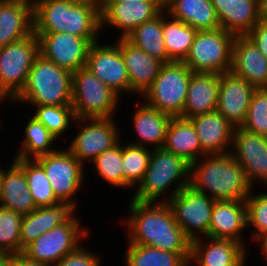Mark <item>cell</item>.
<instances>
[{
    "label": "cell",
    "mask_w": 267,
    "mask_h": 266,
    "mask_svg": "<svg viewBox=\"0 0 267 266\" xmlns=\"http://www.w3.org/2000/svg\"><path fill=\"white\" fill-rule=\"evenodd\" d=\"M34 33H68L98 41L100 3L73 4L64 0H34Z\"/></svg>",
    "instance_id": "cell-2"
},
{
    "label": "cell",
    "mask_w": 267,
    "mask_h": 266,
    "mask_svg": "<svg viewBox=\"0 0 267 266\" xmlns=\"http://www.w3.org/2000/svg\"><path fill=\"white\" fill-rule=\"evenodd\" d=\"M173 183L177 187L174 185L175 189L170 194L168 193L167 198L159 201L158 199ZM189 184L190 163L164 147L152 148L144 178L131 199L139 202L167 203L169 199H172L183 187Z\"/></svg>",
    "instance_id": "cell-4"
},
{
    "label": "cell",
    "mask_w": 267,
    "mask_h": 266,
    "mask_svg": "<svg viewBox=\"0 0 267 266\" xmlns=\"http://www.w3.org/2000/svg\"><path fill=\"white\" fill-rule=\"evenodd\" d=\"M76 217L71 223L61 224L40 235L23 249V254L37 262L54 266L80 245L81 237L89 231L81 228Z\"/></svg>",
    "instance_id": "cell-11"
},
{
    "label": "cell",
    "mask_w": 267,
    "mask_h": 266,
    "mask_svg": "<svg viewBox=\"0 0 267 266\" xmlns=\"http://www.w3.org/2000/svg\"><path fill=\"white\" fill-rule=\"evenodd\" d=\"M24 131L26 135L15 158L36 159L57 150L51 148L57 138L35 117L30 118Z\"/></svg>",
    "instance_id": "cell-36"
},
{
    "label": "cell",
    "mask_w": 267,
    "mask_h": 266,
    "mask_svg": "<svg viewBox=\"0 0 267 266\" xmlns=\"http://www.w3.org/2000/svg\"><path fill=\"white\" fill-rule=\"evenodd\" d=\"M39 55V41L34 32L0 48V102L13 100L22 91Z\"/></svg>",
    "instance_id": "cell-8"
},
{
    "label": "cell",
    "mask_w": 267,
    "mask_h": 266,
    "mask_svg": "<svg viewBox=\"0 0 267 266\" xmlns=\"http://www.w3.org/2000/svg\"><path fill=\"white\" fill-rule=\"evenodd\" d=\"M247 227L246 202L215 201L209 226V237L235 240L243 245L241 233Z\"/></svg>",
    "instance_id": "cell-27"
},
{
    "label": "cell",
    "mask_w": 267,
    "mask_h": 266,
    "mask_svg": "<svg viewBox=\"0 0 267 266\" xmlns=\"http://www.w3.org/2000/svg\"><path fill=\"white\" fill-rule=\"evenodd\" d=\"M13 161L24 171L29 191L37 208L60 202L53 193L43 167L35 159L15 158Z\"/></svg>",
    "instance_id": "cell-35"
},
{
    "label": "cell",
    "mask_w": 267,
    "mask_h": 266,
    "mask_svg": "<svg viewBox=\"0 0 267 266\" xmlns=\"http://www.w3.org/2000/svg\"><path fill=\"white\" fill-rule=\"evenodd\" d=\"M128 244H139L164 251L190 253L191 240L174 219L166 202H139L131 199Z\"/></svg>",
    "instance_id": "cell-1"
},
{
    "label": "cell",
    "mask_w": 267,
    "mask_h": 266,
    "mask_svg": "<svg viewBox=\"0 0 267 266\" xmlns=\"http://www.w3.org/2000/svg\"><path fill=\"white\" fill-rule=\"evenodd\" d=\"M125 2V1H128V2H140V1H159V0H100V2Z\"/></svg>",
    "instance_id": "cell-49"
},
{
    "label": "cell",
    "mask_w": 267,
    "mask_h": 266,
    "mask_svg": "<svg viewBox=\"0 0 267 266\" xmlns=\"http://www.w3.org/2000/svg\"><path fill=\"white\" fill-rule=\"evenodd\" d=\"M207 155L226 154L232 148L233 127L217 110L189 118Z\"/></svg>",
    "instance_id": "cell-23"
},
{
    "label": "cell",
    "mask_w": 267,
    "mask_h": 266,
    "mask_svg": "<svg viewBox=\"0 0 267 266\" xmlns=\"http://www.w3.org/2000/svg\"><path fill=\"white\" fill-rule=\"evenodd\" d=\"M4 173L5 171L2 168H0V204H1V185H2V179H3Z\"/></svg>",
    "instance_id": "cell-51"
},
{
    "label": "cell",
    "mask_w": 267,
    "mask_h": 266,
    "mask_svg": "<svg viewBox=\"0 0 267 266\" xmlns=\"http://www.w3.org/2000/svg\"><path fill=\"white\" fill-rule=\"evenodd\" d=\"M73 4H90V3H100V0H64Z\"/></svg>",
    "instance_id": "cell-48"
},
{
    "label": "cell",
    "mask_w": 267,
    "mask_h": 266,
    "mask_svg": "<svg viewBox=\"0 0 267 266\" xmlns=\"http://www.w3.org/2000/svg\"><path fill=\"white\" fill-rule=\"evenodd\" d=\"M14 266H52L45 263L37 262L25 256L23 253L14 255Z\"/></svg>",
    "instance_id": "cell-45"
},
{
    "label": "cell",
    "mask_w": 267,
    "mask_h": 266,
    "mask_svg": "<svg viewBox=\"0 0 267 266\" xmlns=\"http://www.w3.org/2000/svg\"><path fill=\"white\" fill-rule=\"evenodd\" d=\"M259 18L267 22V0H259Z\"/></svg>",
    "instance_id": "cell-47"
},
{
    "label": "cell",
    "mask_w": 267,
    "mask_h": 266,
    "mask_svg": "<svg viewBox=\"0 0 267 266\" xmlns=\"http://www.w3.org/2000/svg\"><path fill=\"white\" fill-rule=\"evenodd\" d=\"M81 246L80 244L54 266H100L101 260L99 256L87 251Z\"/></svg>",
    "instance_id": "cell-43"
},
{
    "label": "cell",
    "mask_w": 267,
    "mask_h": 266,
    "mask_svg": "<svg viewBox=\"0 0 267 266\" xmlns=\"http://www.w3.org/2000/svg\"><path fill=\"white\" fill-rule=\"evenodd\" d=\"M247 36L267 58V22L260 20Z\"/></svg>",
    "instance_id": "cell-44"
},
{
    "label": "cell",
    "mask_w": 267,
    "mask_h": 266,
    "mask_svg": "<svg viewBox=\"0 0 267 266\" xmlns=\"http://www.w3.org/2000/svg\"><path fill=\"white\" fill-rule=\"evenodd\" d=\"M33 32V3L25 0H0V48Z\"/></svg>",
    "instance_id": "cell-24"
},
{
    "label": "cell",
    "mask_w": 267,
    "mask_h": 266,
    "mask_svg": "<svg viewBox=\"0 0 267 266\" xmlns=\"http://www.w3.org/2000/svg\"><path fill=\"white\" fill-rule=\"evenodd\" d=\"M260 246L262 247L261 250L263 251V255H267V237H265L261 242Z\"/></svg>",
    "instance_id": "cell-50"
},
{
    "label": "cell",
    "mask_w": 267,
    "mask_h": 266,
    "mask_svg": "<svg viewBox=\"0 0 267 266\" xmlns=\"http://www.w3.org/2000/svg\"><path fill=\"white\" fill-rule=\"evenodd\" d=\"M138 107L133 116V124L135 132L140 138L139 141L136 140L130 144L146 147L149 143L153 145V149L163 147L172 116L152 108L146 103H141V107Z\"/></svg>",
    "instance_id": "cell-31"
},
{
    "label": "cell",
    "mask_w": 267,
    "mask_h": 266,
    "mask_svg": "<svg viewBox=\"0 0 267 266\" xmlns=\"http://www.w3.org/2000/svg\"><path fill=\"white\" fill-rule=\"evenodd\" d=\"M11 165L3 175L0 206L24 216L37 207L29 191L24 171L15 162Z\"/></svg>",
    "instance_id": "cell-30"
},
{
    "label": "cell",
    "mask_w": 267,
    "mask_h": 266,
    "mask_svg": "<svg viewBox=\"0 0 267 266\" xmlns=\"http://www.w3.org/2000/svg\"><path fill=\"white\" fill-rule=\"evenodd\" d=\"M40 55L57 66L71 71L85 67L91 43L68 33H35Z\"/></svg>",
    "instance_id": "cell-14"
},
{
    "label": "cell",
    "mask_w": 267,
    "mask_h": 266,
    "mask_svg": "<svg viewBox=\"0 0 267 266\" xmlns=\"http://www.w3.org/2000/svg\"><path fill=\"white\" fill-rule=\"evenodd\" d=\"M207 238L210 243L206 245L201 243L203 239L200 236L191 241L189 264L194 261L199 266L245 265L246 251L244 245L235 240Z\"/></svg>",
    "instance_id": "cell-22"
},
{
    "label": "cell",
    "mask_w": 267,
    "mask_h": 266,
    "mask_svg": "<svg viewBox=\"0 0 267 266\" xmlns=\"http://www.w3.org/2000/svg\"><path fill=\"white\" fill-rule=\"evenodd\" d=\"M122 145L118 142L114 147L99 154L91 163L104 182L114 187L123 188Z\"/></svg>",
    "instance_id": "cell-38"
},
{
    "label": "cell",
    "mask_w": 267,
    "mask_h": 266,
    "mask_svg": "<svg viewBox=\"0 0 267 266\" xmlns=\"http://www.w3.org/2000/svg\"><path fill=\"white\" fill-rule=\"evenodd\" d=\"M127 266H189L190 253L164 251L139 244H129L125 253Z\"/></svg>",
    "instance_id": "cell-34"
},
{
    "label": "cell",
    "mask_w": 267,
    "mask_h": 266,
    "mask_svg": "<svg viewBox=\"0 0 267 266\" xmlns=\"http://www.w3.org/2000/svg\"><path fill=\"white\" fill-rule=\"evenodd\" d=\"M204 157L190 164L189 185L215 201L246 200L252 193V185L247 181L243 168L232 154H213Z\"/></svg>",
    "instance_id": "cell-3"
},
{
    "label": "cell",
    "mask_w": 267,
    "mask_h": 266,
    "mask_svg": "<svg viewBox=\"0 0 267 266\" xmlns=\"http://www.w3.org/2000/svg\"><path fill=\"white\" fill-rule=\"evenodd\" d=\"M74 122H81V127L68 149L82 164L85 159L93 161L99 154L111 149L119 142V128H116L113 117L75 118Z\"/></svg>",
    "instance_id": "cell-13"
},
{
    "label": "cell",
    "mask_w": 267,
    "mask_h": 266,
    "mask_svg": "<svg viewBox=\"0 0 267 266\" xmlns=\"http://www.w3.org/2000/svg\"><path fill=\"white\" fill-rule=\"evenodd\" d=\"M163 147L190 164L207 155L191 120L180 116L172 117Z\"/></svg>",
    "instance_id": "cell-29"
},
{
    "label": "cell",
    "mask_w": 267,
    "mask_h": 266,
    "mask_svg": "<svg viewBox=\"0 0 267 266\" xmlns=\"http://www.w3.org/2000/svg\"><path fill=\"white\" fill-rule=\"evenodd\" d=\"M115 93L130 92L128 71L119 48V41L109 45L92 43L85 66Z\"/></svg>",
    "instance_id": "cell-15"
},
{
    "label": "cell",
    "mask_w": 267,
    "mask_h": 266,
    "mask_svg": "<svg viewBox=\"0 0 267 266\" xmlns=\"http://www.w3.org/2000/svg\"><path fill=\"white\" fill-rule=\"evenodd\" d=\"M163 5L168 2L169 0H159Z\"/></svg>",
    "instance_id": "cell-52"
},
{
    "label": "cell",
    "mask_w": 267,
    "mask_h": 266,
    "mask_svg": "<svg viewBox=\"0 0 267 266\" xmlns=\"http://www.w3.org/2000/svg\"><path fill=\"white\" fill-rule=\"evenodd\" d=\"M23 216L0 207V252L21 253V223Z\"/></svg>",
    "instance_id": "cell-40"
},
{
    "label": "cell",
    "mask_w": 267,
    "mask_h": 266,
    "mask_svg": "<svg viewBox=\"0 0 267 266\" xmlns=\"http://www.w3.org/2000/svg\"><path fill=\"white\" fill-rule=\"evenodd\" d=\"M25 1H28V2L34 3V1H33V0H25Z\"/></svg>",
    "instance_id": "cell-53"
},
{
    "label": "cell",
    "mask_w": 267,
    "mask_h": 266,
    "mask_svg": "<svg viewBox=\"0 0 267 266\" xmlns=\"http://www.w3.org/2000/svg\"><path fill=\"white\" fill-rule=\"evenodd\" d=\"M164 10L197 31L221 28L211 0H169Z\"/></svg>",
    "instance_id": "cell-28"
},
{
    "label": "cell",
    "mask_w": 267,
    "mask_h": 266,
    "mask_svg": "<svg viewBox=\"0 0 267 266\" xmlns=\"http://www.w3.org/2000/svg\"><path fill=\"white\" fill-rule=\"evenodd\" d=\"M192 73L183 61L165 63L143 95L146 104L172 117L181 116Z\"/></svg>",
    "instance_id": "cell-9"
},
{
    "label": "cell",
    "mask_w": 267,
    "mask_h": 266,
    "mask_svg": "<svg viewBox=\"0 0 267 266\" xmlns=\"http://www.w3.org/2000/svg\"><path fill=\"white\" fill-rule=\"evenodd\" d=\"M76 204L59 202L57 204L38 207L31 213L24 215L21 223V253L23 249L40 235L61 224L71 223Z\"/></svg>",
    "instance_id": "cell-20"
},
{
    "label": "cell",
    "mask_w": 267,
    "mask_h": 266,
    "mask_svg": "<svg viewBox=\"0 0 267 266\" xmlns=\"http://www.w3.org/2000/svg\"><path fill=\"white\" fill-rule=\"evenodd\" d=\"M119 96L86 67L73 72L71 105L75 118H111Z\"/></svg>",
    "instance_id": "cell-6"
},
{
    "label": "cell",
    "mask_w": 267,
    "mask_h": 266,
    "mask_svg": "<svg viewBox=\"0 0 267 266\" xmlns=\"http://www.w3.org/2000/svg\"><path fill=\"white\" fill-rule=\"evenodd\" d=\"M219 85L220 74L193 72L187 89L186 103L180 117L189 119L215 111Z\"/></svg>",
    "instance_id": "cell-26"
},
{
    "label": "cell",
    "mask_w": 267,
    "mask_h": 266,
    "mask_svg": "<svg viewBox=\"0 0 267 266\" xmlns=\"http://www.w3.org/2000/svg\"><path fill=\"white\" fill-rule=\"evenodd\" d=\"M219 24L235 36L247 35L260 21L259 0H211Z\"/></svg>",
    "instance_id": "cell-25"
},
{
    "label": "cell",
    "mask_w": 267,
    "mask_h": 266,
    "mask_svg": "<svg viewBox=\"0 0 267 266\" xmlns=\"http://www.w3.org/2000/svg\"><path fill=\"white\" fill-rule=\"evenodd\" d=\"M14 255L15 254L0 252V266H14Z\"/></svg>",
    "instance_id": "cell-46"
},
{
    "label": "cell",
    "mask_w": 267,
    "mask_h": 266,
    "mask_svg": "<svg viewBox=\"0 0 267 266\" xmlns=\"http://www.w3.org/2000/svg\"><path fill=\"white\" fill-rule=\"evenodd\" d=\"M234 37L223 28L198 31L183 62L195 73L230 72Z\"/></svg>",
    "instance_id": "cell-7"
},
{
    "label": "cell",
    "mask_w": 267,
    "mask_h": 266,
    "mask_svg": "<svg viewBox=\"0 0 267 266\" xmlns=\"http://www.w3.org/2000/svg\"><path fill=\"white\" fill-rule=\"evenodd\" d=\"M166 15L167 12L163 10L162 30L166 51L173 61H184L190 52L191 45L198 31L192 26L172 16L169 18ZM167 17L168 21L166 20Z\"/></svg>",
    "instance_id": "cell-33"
},
{
    "label": "cell",
    "mask_w": 267,
    "mask_h": 266,
    "mask_svg": "<svg viewBox=\"0 0 267 266\" xmlns=\"http://www.w3.org/2000/svg\"><path fill=\"white\" fill-rule=\"evenodd\" d=\"M100 10L101 27L119 28V38H126L136 27L158 16L164 5L160 1L100 2Z\"/></svg>",
    "instance_id": "cell-17"
},
{
    "label": "cell",
    "mask_w": 267,
    "mask_h": 266,
    "mask_svg": "<svg viewBox=\"0 0 267 266\" xmlns=\"http://www.w3.org/2000/svg\"><path fill=\"white\" fill-rule=\"evenodd\" d=\"M35 160L43 167L56 198L60 202L75 204L73 197L83 183L84 164L80 163L68 148L57 149Z\"/></svg>",
    "instance_id": "cell-12"
},
{
    "label": "cell",
    "mask_w": 267,
    "mask_h": 266,
    "mask_svg": "<svg viewBox=\"0 0 267 266\" xmlns=\"http://www.w3.org/2000/svg\"><path fill=\"white\" fill-rule=\"evenodd\" d=\"M73 73L39 55L22 91L13 99L35 106L71 105Z\"/></svg>",
    "instance_id": "cell-5"
},
{
    "label": "cell",
    "mask_w": 267,
    "mask_h": 266,
    "mask_svg": "<svg viewBox=\"0 0 267 266\" xmlns=\"http://www.w3.org/2000/svg\"><path fill=\"white\" fill-rule=\"evenodd\" d=\"M36 113L33 115L41 122L56 138L63 135L75 120L72 105H43L36 106Z\"/></svg>",
    "instance_id": "cell-39"
},
{
    "label": "cell",
    "mask_w": 267,
    "mask_h": 266,
    "mask_svg": "<svg viewBox=\"0 0 267 266\" xmlns=\"http://www.w3.org/2000/svg\"><path fill=\"white\" fill-rule=\"evenodd\" d=\"M245 202L247 227L249 224L255 227L253 239L260 243L267 237V193L249 194Z\"/></svg>",
    "instance_id": "cell-42"
},
{
    "label": "cell",
    "mask_w": 267,
    "mask_h": 266,
    "mask_svg": "<svg viewBox=\"0 0 267 266\" xmlns=\"http://www.w3.org/2000/svg\"><path fill=\"white\" fill-rule=\"evenodd\" d=\"M232 147L230 153L243 168L247 181L253 186L258 179L267 185L266 137L238 127L234 130Z\"/></svg>",
    "instance_id": "cell-16"
},
{
    "label": "cell",
    "mask_w": 267,
    "mask_h": 266,
    "mask_svg": "<svg viewBox=\"0 0 267 266\" xmlns=\"http://www.w3.org/2000/svg\"><path fill=\"white\" fill-rule=\"evenodd\" d=\"M167 203L175 221L191 241L198 239L200 234L205 239L209 237V226L215 204L213 198L187 185Z\"/></svg>",
    "instance_id": "cell-10"
},
{
    "label": "cell",
    "mask_w": 267,
    "mask_h": 266,
    "mask_svg": "<svg viewBox=\"0 0 267 266\" xmlns=\"http://www.w3.org/2000/svg\"><path fill=\"white\" fill-rule=\"evenodd\" d=\"M256 87L244 78L227 72L220 74L216 110L235 128L242 127Z\"/></svg>",
    "instance_id": "cell-18"
},
{
    "label": "cell",
    "mask_w": 267,
    "mask_h": 266,
    "mask_svg": "<svg viewBox=\"0 0 267 266\" xmlns=\"http://www.w3.org/2000/svg\"><path fill=\"white\" fill-rule=\"evenodd\" d=\"M119 48L128 71L130 94L143 96L152 86L164 63L137 48L126 38H119Z\"/></svg>",
    "instance_id": "cell-19"
},
{
    "label": "cell",
    "mask_w": 267,
    "mask_h": 266,
    "mask_svg": "<svg viewBox=\"0 0 267 266\" xmlns=\"http://www.w3.org/2000/svg\"><path fill=\"white\" fill-rule=\"evenodd\" d=\"M126 39L137 48L142 49L164 64L173 61L168 56L165 48L162 30V12L154 19L136 27Z\"/></svg>",
    "instance_id": "cell-32"
},
{
    "label": "cell",
    "mask_w": 267,
    "mask_h": 266,
    "mask_svg": "<svg viewBox=\"0 0 267 266\" xmlns=\"http://www.w3.org/2000/svg\"><path fill=\"white\" fill-rule=\"evenodd\" d=\"M242 128L267 135V88H256L254 91Z\"/></svg>",
    "instance_id": "cell-41"
},
{
    "label": "cell",
    "mask_w": 267,
    "mask_h": 266,
    "mask_svg": "<svg viewBox=\"0 0 267 266\" xmlns=\"http://www.w3.org/2000/svg\"><path fill=\"white\" fill-rule=\"evenodd\" d=\"M148 147L122 145L123 188H133L143 180L152 152Z\"/></svg>",
    "instance_id": "cell-37"
},
{
    "label": "cell",
    "mask_w": 267,
    "mask_h": 266,
    "mask_svg": "<svg viewBox=\"0 0 267 266\" xmlns=\"http://www.w3.org/2000/svg\"><path fill=\"white\" fill-rule=\"evenodd\" d=\"M231 72L256 88H267V58L247 35L234 37Z\"/></svg>",
    "instance_id": "cell-21"
}]
</instances>
